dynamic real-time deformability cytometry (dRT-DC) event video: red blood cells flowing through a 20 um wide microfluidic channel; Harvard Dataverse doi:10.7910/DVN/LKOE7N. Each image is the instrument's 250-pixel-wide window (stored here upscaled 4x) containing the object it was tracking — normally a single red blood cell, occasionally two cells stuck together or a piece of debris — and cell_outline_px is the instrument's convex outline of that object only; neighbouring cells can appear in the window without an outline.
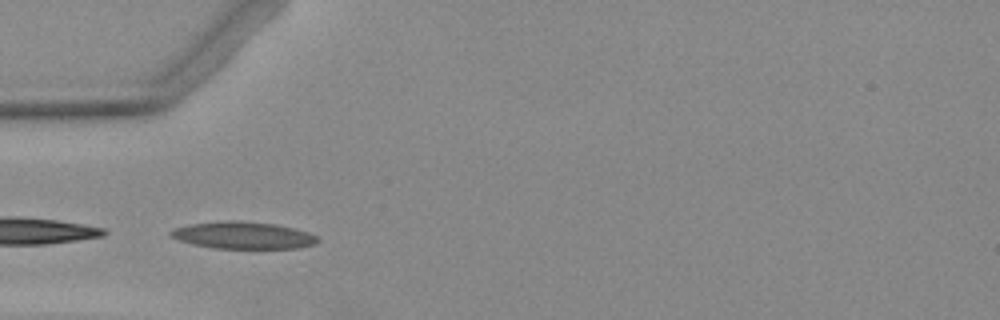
{"species": "Egyptian fruit bat (a non-hibernating species)", "species_latin": "Rousettus aegyptiacus", "temperature_condition": "warm", "stored_images_in_passage": 5, "camera_frame_rate_fps": 3000, "um_per_image_px": 0.085, "animal": {"sex": "female"}, "frame": {"image": 1, "passage_image": 4, "time_ms": 3.333, "image_size_px": [1000, 320], "cell_outline_px": [[320, 240], [312, 244], [296, 248], [212, 248], [192, 244], [168, 236], [168, 232], [172, 228], [192, 224], [228, 220], [236, 220], [272, 224], [292, 228], [308, 232], [316, 236]], "centroid_in_image_um": [20.59, 20.0], "position_along_channel_um": 64.4, "area_um2": 22.95}}
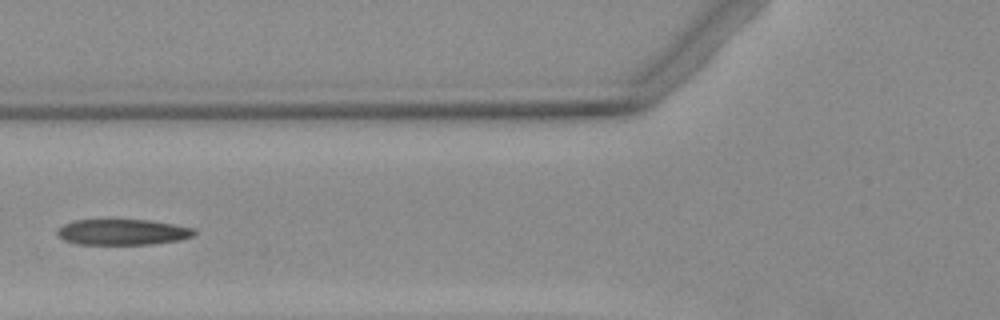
{"frame": {"image": 2, "passage_image": 5, "time_ms": 4.667, "image_size_px": [1000, 320], "cell_outline_px": [[196, 232], [192, 236], [180, 240], [152, 244], [76, 244], [64, 240], [56, 232], [64, 224], [76, 220], [148, 220], [196, 228]], "centroid_in_image_um": [10.45, 19.73], "position_along_channel_um": 115.4, "area_um2": 20.4}}